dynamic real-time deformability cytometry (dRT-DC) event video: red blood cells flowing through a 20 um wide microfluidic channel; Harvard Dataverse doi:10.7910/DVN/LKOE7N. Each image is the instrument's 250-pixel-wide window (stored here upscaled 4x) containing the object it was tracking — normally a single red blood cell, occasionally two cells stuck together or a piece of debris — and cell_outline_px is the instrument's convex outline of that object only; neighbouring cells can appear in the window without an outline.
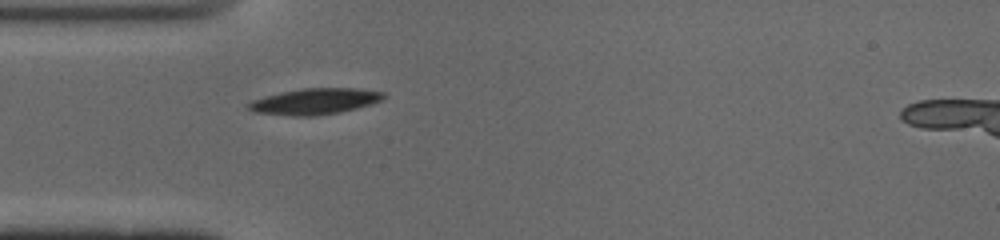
{"species": "common noctule bat (a hibernating species)", "species_latin": "Nyctalus noctula", "temperature_condition": "cold", "stored_images_in_passage": 39, "segment_of_instrument_passage": [1, 2], "camera_frame_rate_fps": 3000, "um_per_image_px": 0.085, "animal": {"sex": "male", "body_mass_g": 19.0, "forearm_length_mm": 50.8}, "frame": {"image": 1, "passage_image": 1, "time_ms": 0.0, "image_size_px": [1000, 240], "cell_outline_px": [[384, 96], [380, 100], [368, 104], [340, 112], [312, 116], [296, 116], [256, 112], [248, 108], [248, 104], [252, 100], [280, 92], [300, 88], [356, 88], [384, 92]], "centroid_in_image_um": [26.73, 8.6], "position_along_channel_um": 58.3, "area_um2": 20.11}}
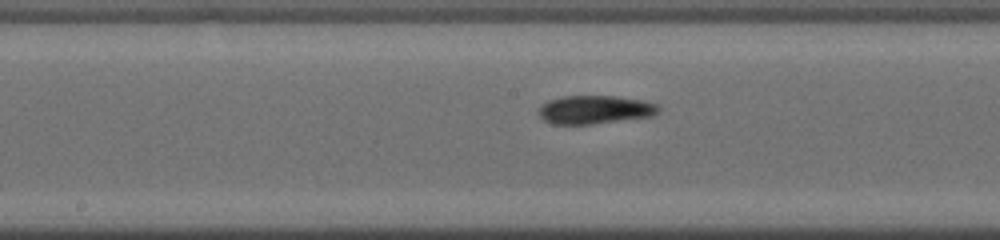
{"frame": {"image": 2, "passage_image": 12, "time_ms": 3.667, "image_size_px": [1000, 240], "cell_outline_px": [[660, 108], [652, 116], [588, 124], [552, 124], [544, 120], [540, 116], [540, 108], [548, 100], [564, 96], [616, 96], [644, 100], [656, 104]], "centroid_in_image_um": [50.57, 9.31], "position_along_channel_um": 197.6, "area_um2": 19.54}}
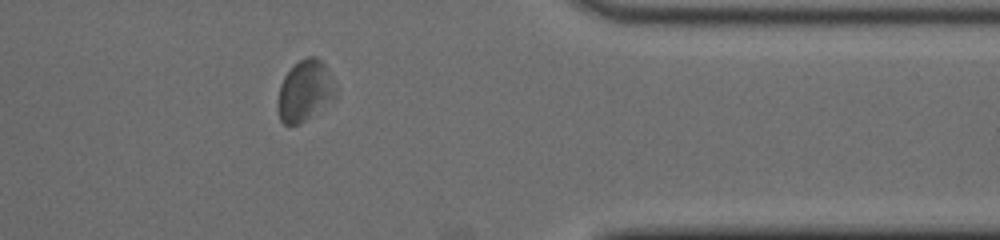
{"frame": {"image": 3, "passage_image": 28, "time_ms": 9.0, "image_size_px": [1000, 240], "cell_outline_px": [[336, 92], [300, 124], [284, 124], [280, 120], [280, 84], [284, 76], [300, 60], [308, 56], [316, 56], [324, 64]], "centroid_in_image_um": [25.87, 7.68], "position_along_channel_um": 385.5, "area_um2": 18.96}}